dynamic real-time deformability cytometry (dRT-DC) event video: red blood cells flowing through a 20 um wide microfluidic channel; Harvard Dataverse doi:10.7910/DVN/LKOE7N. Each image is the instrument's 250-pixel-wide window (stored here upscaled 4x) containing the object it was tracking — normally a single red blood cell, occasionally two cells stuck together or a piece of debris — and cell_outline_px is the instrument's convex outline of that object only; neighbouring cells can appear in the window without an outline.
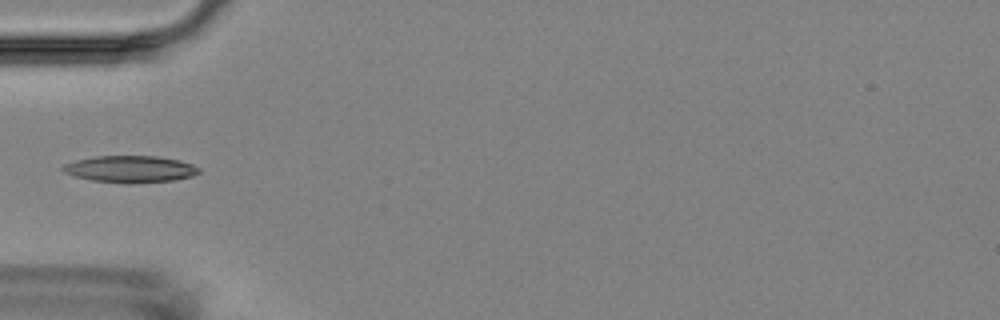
{"species": "Egyptian fruit bat (a non-hibernating species)", "species_latin": "Rousettus aegyptiacus", "temperature_condition": "room temperature", "stored_images_in_passage": 5, "camera_frame_rate_fps": 3000, "um_per_image_px": 0.085, "animal": {"sex": "female"}, "frame": {"image": 1, "passage_image": 5, "time_ms": 4.333, "image_size_px": [1000, 320], "cell_outline_px": [[200, 172], [192, 176], [176, 180], [128, 184], [92, 180], [72, 176], [64, 172], [60, 168], [64, 164], [76, 160], [96, 156], [156, 156], [180, 160], [192, 164], [200, 168]], "centroid_in_image_um": [11.07, 14.38], "position_along_channel_um": 73.9, "area_um2": 21.44}}